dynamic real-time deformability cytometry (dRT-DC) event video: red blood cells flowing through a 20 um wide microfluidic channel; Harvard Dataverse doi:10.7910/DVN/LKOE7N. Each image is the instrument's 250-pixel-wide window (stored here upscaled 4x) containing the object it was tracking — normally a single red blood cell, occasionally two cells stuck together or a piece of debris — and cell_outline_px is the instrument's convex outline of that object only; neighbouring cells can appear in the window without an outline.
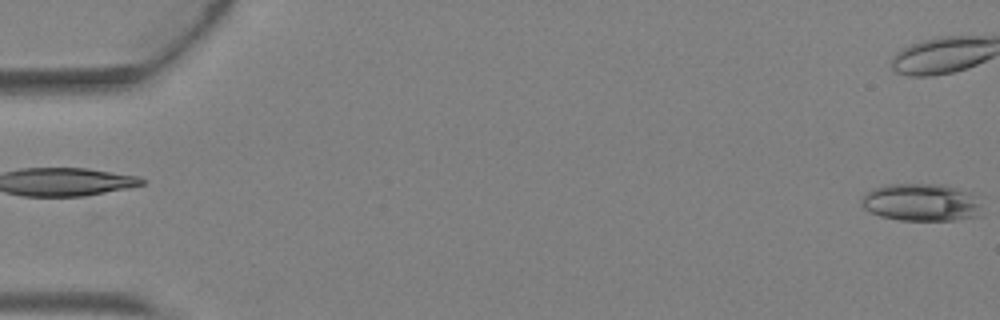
{"species": "Egyptian fruit bat (a non-hibernating species)", "species_latin": "Rousettus aegyptiacus", "temperature_condition": "warm", "stored_images_in_passage": 2, "segment_of_instrument_passage": [2, 2], "camera_frame_rate_fps": 3000, "um_per_image_px": 0.085, "animal": {"sex": "female"}, "frame": {"image": 1, "passage_image": 2, "time_ms": 0.333, "image_size_px": [1000, 320], "cell_outline_px": [[980, 216], [956, 220], [900, 220], [880, 216], [864, 208], [860, 204], [860, 200], [872, 188], [888, 184], [944, 184], [968, 192], [980, 204]], "centroid_in_image_um": [78.28, 17.2], "position_along_channel_um": 6.7, "area_um2": 26.24}}